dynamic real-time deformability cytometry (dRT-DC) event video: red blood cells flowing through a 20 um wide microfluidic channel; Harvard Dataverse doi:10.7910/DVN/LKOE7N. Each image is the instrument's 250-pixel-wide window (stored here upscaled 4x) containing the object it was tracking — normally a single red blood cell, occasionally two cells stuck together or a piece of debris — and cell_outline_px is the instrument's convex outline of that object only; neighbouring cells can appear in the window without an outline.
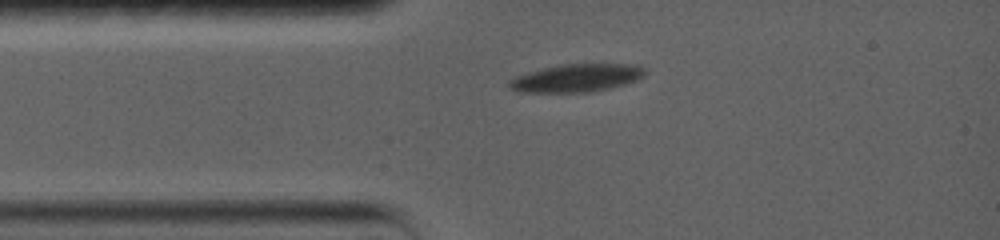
{"species": "common noctule bat (a hibernating species)", "species_latin": "Nyctalus noctula", "temperature_condition": "warm", "stored_images_in_passage": 23, "camera_frame_rate_fps": 5000, "um_per_image_px": 0.085, "animal": {"sex": "female", "body_mass_g": 19.0, "forearm_length_mm": 56.7}, "frame": {"image": 1, "passage_image": 1, "time_ms": 0.0, "image_size_px": [1000, 240], "cell_outline_px": [[644, 76], [636, 80], [624, 84], [592, 92], [520, 92], [508, 88], [508, 80], [516, 76], [528, 72], [544, 68], [564, 64], [636, 64], [644, 68]], "centroid_in_image_um": [48.98, 6.63], "position_along_channel_um": 36.0, "area_um2": 21.96}}
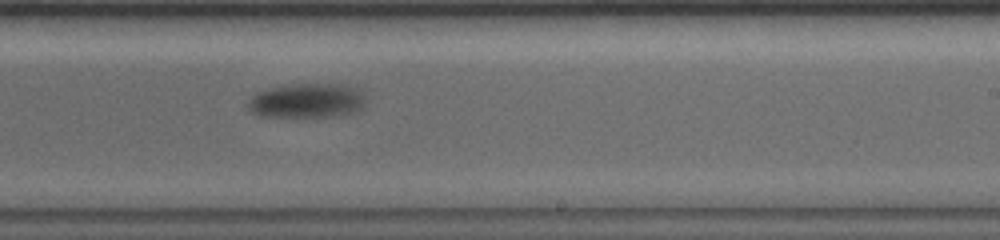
{"frame": {"image": 2, "passage_image": 12, "time_ms": 7.2, "image_size_px": [1000, 240], "cell_outline_px": [[364, 104], [356, 112], [328, 116], [260, 116], [252, 112], [248, 108], [248, 100], [256, 92], [268, 88], [300, 84], [344, 84], [356, 88], [364, 96]], "centroid_in_image_um": [26.06, 8.55], "position_along_channel_um": 262.9, "area_um2": 23.35}}
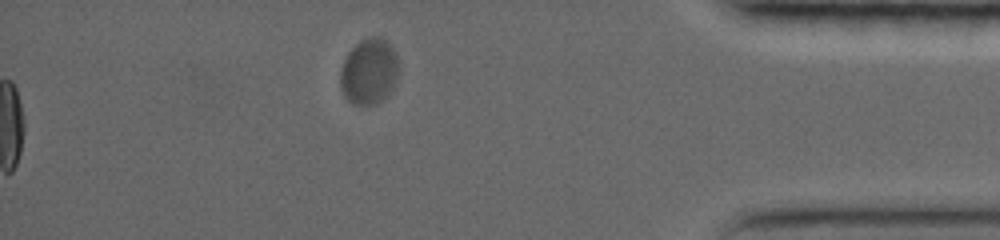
{"frame": {"image": 3, "passage_image": 23, "time_ms": 12.6, "image_size_px": [1000, 240], "cell_outline_px": [[396, 80], [392, 88], [376, 104], [352, 104], [344, 96], [340, 88], [340, 72], [344, 60], [348, 52], [360, 40], [368, 36], [380, 36], [396, 52]], "centroid_in_image_um": [31.32, 6.06], "position_along_channel_um": 403.9, "area_um2": 22.08}, "authors_computed_cell_mechanics": {"area_um2": 24.2182, "velocity_mm_per_s": 3.2878, "shape_relaxation_time_tau1_ms": 3.6943, "shape_relaxation_time_tau2_ms": null, "deformation_change_tau1": 0.1322, "deformation_change_tau2": null}}